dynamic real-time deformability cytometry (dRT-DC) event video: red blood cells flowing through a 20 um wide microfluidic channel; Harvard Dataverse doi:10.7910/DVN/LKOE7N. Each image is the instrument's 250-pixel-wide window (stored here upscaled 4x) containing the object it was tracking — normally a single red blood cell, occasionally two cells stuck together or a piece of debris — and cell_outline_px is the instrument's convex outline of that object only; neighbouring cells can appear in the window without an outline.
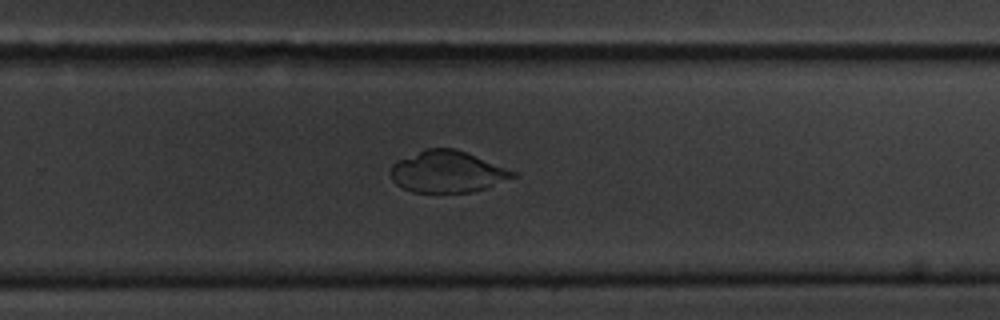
{"species": "common noctule bat (a hibernating species)", "species_latin": "Nyctalus noctula", "temperature_condition": "cold", "stored_images_in_passage": 40, "camera_frame_rate_fps": 3000, "um_per_image_px": 0.085, "animal": {"sex": "male", "body_mass_g": 20.1, "forearm_length_mm": 53.5}, "frame": {"image": 1, "passage_image": 30, "time_ms": 9.667, "image_size_px": [1000, 320], "cell_outline_px": [[516, 176], [484, 188], [472, 192], [412, 192], [396, 184], [392, 180], [388, 172], [392, 164], [396, 160], [424, 148], [456, 148], [516, 172]], "centroid_in_image_um": [37.94, 14.58], "position_along_channel_um": 291.9, "area_um2": 29.59}}
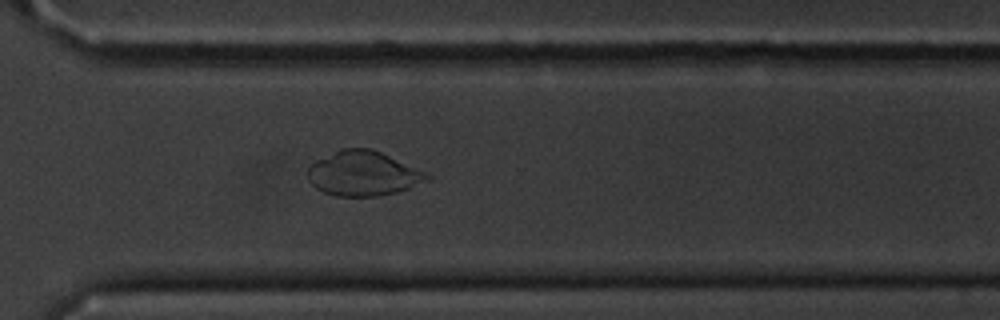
{"frame": {"image": 2, "passage_image": 34, "time_ms": 11.0, "image_size_px": [1000, 320], "cell_outline_px": [[432, 176], [408, 188], [396, 192], [376, 196], [336, 196], [324, 192], [316, 188], [308, 180], [308, 168], [316, 160], [344, 148], [372, 148], [428, 172]], "centroid_in_image_um": [30.87, 14.74], "position_along_channel_um": 339.7, "area_um2": 30.81}}